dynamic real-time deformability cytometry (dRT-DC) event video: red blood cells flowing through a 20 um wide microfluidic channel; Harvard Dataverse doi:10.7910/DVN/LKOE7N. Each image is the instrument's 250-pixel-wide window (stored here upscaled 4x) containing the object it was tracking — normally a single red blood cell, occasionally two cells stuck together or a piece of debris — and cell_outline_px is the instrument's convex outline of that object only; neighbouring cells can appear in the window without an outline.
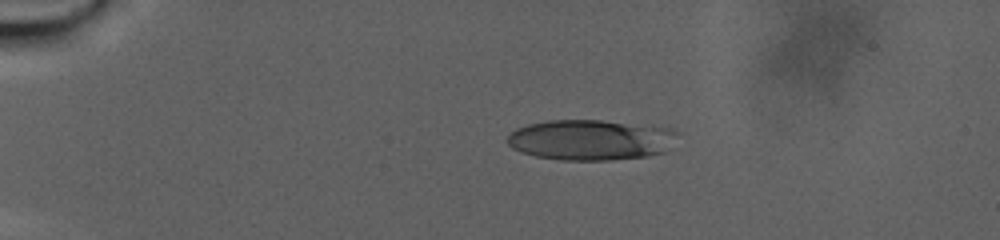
{"species": "human", "species_latin": "Homo sapiens", "temperature_condition": "warm", "stored_images_in_passage": 83, "camera_frame_rate_fps": 3000, "um_per_image_px": 0.085, "donor": {"sex": "male"}, "frame": {"image": 1, "passage_image": 1, "time_ms": 0.0, "image_size_px": [1000, 240], "cell_outline_px": [[664, 152], [648, 156], [612, 160], [560, 160], [536, 156], [520, 152], [512, 148], [508, 144], [508, 136], [516, 128], [528, 124], [548, 120], [600, 120], [644, 128]], "centroid_in_image_um": [49.56, 11.94], "position_along_channel_um": 35.4, "area_um2": 36.18}}
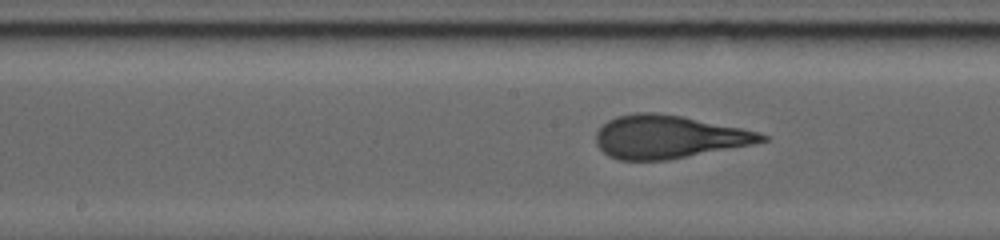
{"frame": {"image": 2, "passage_image": 35, "time_ms": 11.333, "image_size_px": [1000, 240], "cell_outline_px": [[768, 140], [752, 144], [668, 160], [620, 160], [608, 156], [596, 144], [596, 132], [608, 120], [616, 116], [636, 112], [656, 112], [680, 116], [740, 128], [756, 132], [768, 136]], "centroid_in_image_um": [56.77, 11.63], "position_along_channel_um": 191.4, "area_um2": 41.15}}
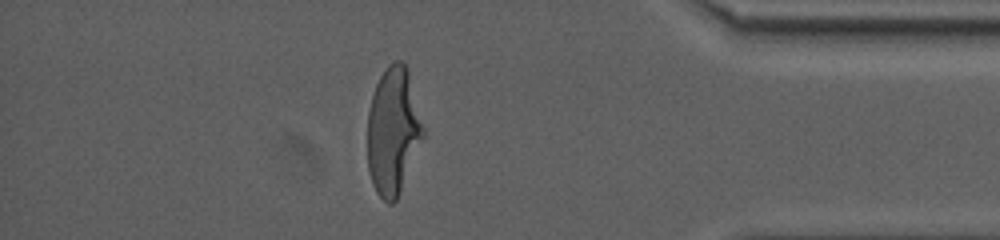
{"frame": {"image": 3, "passage_image": 70, "time_ms": 23.0, "image_size_px": [1000, 240], "cell_outline_px": [[424, 136], [396, 200], [392, 204], [388, 204], [376, 192], [372, 184], [368, 168], [368, 112], [372, 96], [376, 84], [380, 76], [388, 64], [396, 60], [400, 60], [408, 68], [424, 128]], "centroid_in_image_um": [33.41, 11.12], "position_along_channel_um": 401.8, "area_um2": 41.1}, "authors_computed_cell_mechanics": {"area_um2": 41.038, "velocity_mm_per_s": 2.0288, "shape_relaxation_time_tau1_ms": 8.6879, "shape_relaxation_time_tau2_ms": null, "deformation_change_tau1": 0.2544, "deformation_change_tau2": null}}